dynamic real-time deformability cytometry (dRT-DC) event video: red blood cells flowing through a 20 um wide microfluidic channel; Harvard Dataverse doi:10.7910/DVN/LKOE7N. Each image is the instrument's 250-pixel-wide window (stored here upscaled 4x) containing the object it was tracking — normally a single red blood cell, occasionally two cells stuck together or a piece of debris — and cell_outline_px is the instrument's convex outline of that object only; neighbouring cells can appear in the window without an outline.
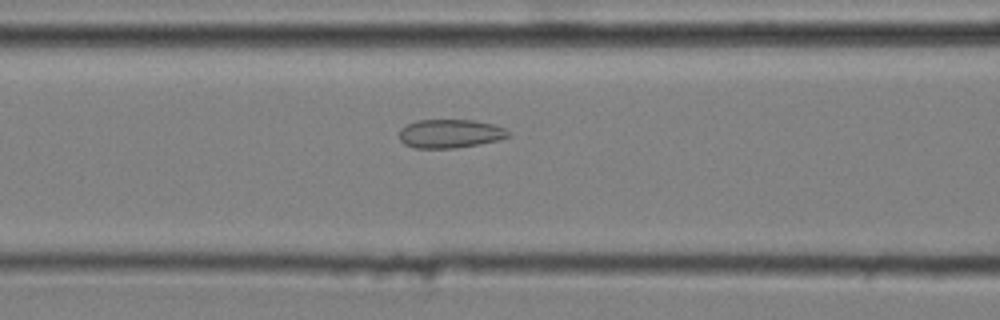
{"species": "common noctule bat (a hibernating species)", "species_latin": "Nyctalus noctula", "temperature_condition": "cold", "stored_images_in_passage": 48, "camera_frame_rate_fps": 3000, "um_per_image_px": 0.085, "animal": {"sex": "male", "body_mass_g": 20.4}, "frame": {"image": 1, "passage_image": 22, "time_ms": 7.0, "image_size_px": [1000, 320], "cell_outline_px": [[512, 136], [500, 140], [480, 144], [452, 148], [416, 148], [404, 144], [400, 140], [400, 128], [416, 120], [472, 120], [492, 124], [504, 128], [512, 132]], "centroid_in_image_um": [38.3, 11.36], "position_along_channel_um": 128.3, "area_um2": 18.32}}
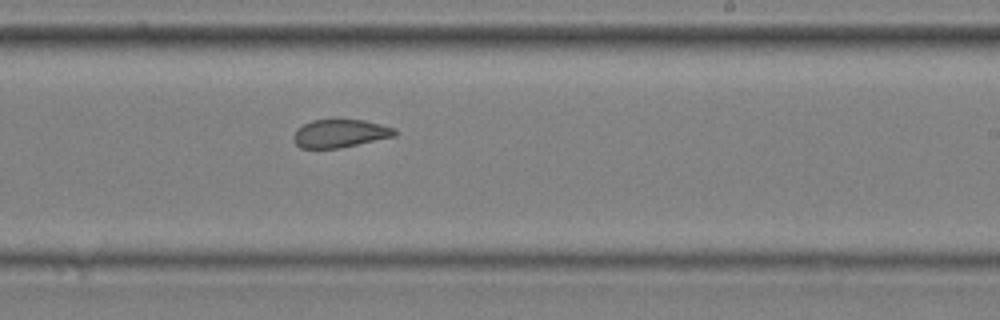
{"frame": {"image": 2, "passage_image": 33, "time_ms": 10.667, "image_size_px": [1000, 320], "cell_outline_px": [[396, 136], [340, 148], [300, 148], [296, 144], [292, 136], [296, 128], [312, 120], [336, 116], [364, 120], [396, 128]], "centroid_in_image_um": [28.88, 11.29], "position_along_channel_um": 260.1, "area_um2": 17.34}}
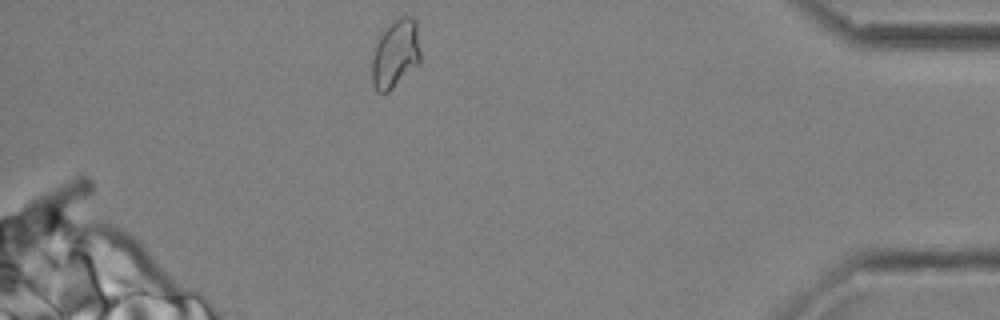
{"frame": {"image": 3, "passage_image": 48, "time_ms": 15.667, "image_size_px": [1000, 320], "cell_outline_px": [[420, 64], [388, 92], [376, 92], [372, 84], [372, 60], [376, 44], [380, 36], [400, 16], [412, 16], [416, 20], [420, 52]], "centroid_in_image_um": [33.64, 4.61], "position_along_channel_um": 401.6, "area_um2": 19.19}, "authors_computed_cell_mechanics": {"area_um2": 18.5538, "velocity_mm_per_s": 3.6073, "shape_relaxation_time_tau1_ms": null, "shape_relaxation_time_tau2_ms": 1.3462, "deformation_change_tau1": null, "deformation_change_tau2": 0.0781}}